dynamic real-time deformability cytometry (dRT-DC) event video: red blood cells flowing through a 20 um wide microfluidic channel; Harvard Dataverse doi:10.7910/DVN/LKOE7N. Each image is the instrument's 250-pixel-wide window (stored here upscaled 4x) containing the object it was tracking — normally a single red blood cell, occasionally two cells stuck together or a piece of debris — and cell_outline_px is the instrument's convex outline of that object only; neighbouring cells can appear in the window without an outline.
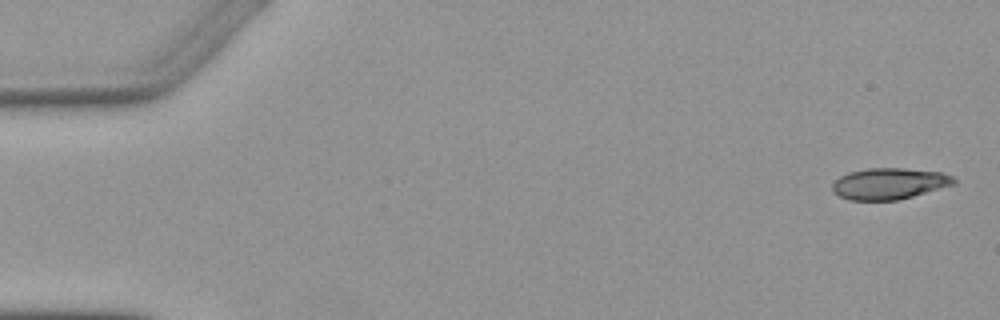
{"species": "Egyptian fruit bat (a non-hibernating species)", "species_latin": "Rousettus aegyptiacus", "temperature_condition": "warm", "stored_images_in_passage": 5, "camera_frame_rate_fps": 3000, "um_per_image_px": 0.085, "animal": {"sex": "female"}, "frame": {"image": 1, "passage_image": 1, "time_ms": 0.0, "image_size_px": [1000, 320], "cell_outline_px": [[956, 184], [912, 196], [896, 200], [848, 200], [832, 192], [832, 184], [840, 176], [848, 172], [868, 168], [904, 168], [940, 172], [952, 176], [956, 180]], "centroid_in_image_um": [75.56, 15.6], "position_along_channel_um": 9.4, "area_um2": 22.14}}
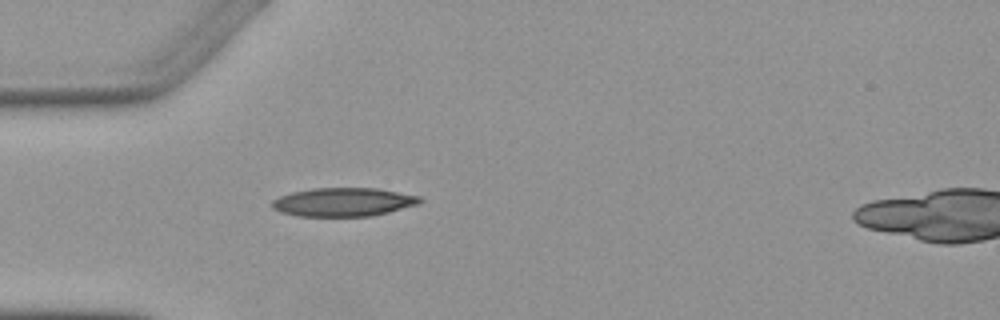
{"frame": {"image": 2, "passage_image": 5, "time_ms": 4.667, "image_size_px": [1000, 320], "cell_outline_px": [[424, 200], [420, 204], [372, 216], [296, 216], [280, 212], [272, 208], [272, 200], [280, 196], [292, 192], [312, 188], [376, 188], [420, 196]], "centroid_in_image_um": [29.19, 17.17], "position_along_channel_um": 55.8, "area_um2": 24.74}}